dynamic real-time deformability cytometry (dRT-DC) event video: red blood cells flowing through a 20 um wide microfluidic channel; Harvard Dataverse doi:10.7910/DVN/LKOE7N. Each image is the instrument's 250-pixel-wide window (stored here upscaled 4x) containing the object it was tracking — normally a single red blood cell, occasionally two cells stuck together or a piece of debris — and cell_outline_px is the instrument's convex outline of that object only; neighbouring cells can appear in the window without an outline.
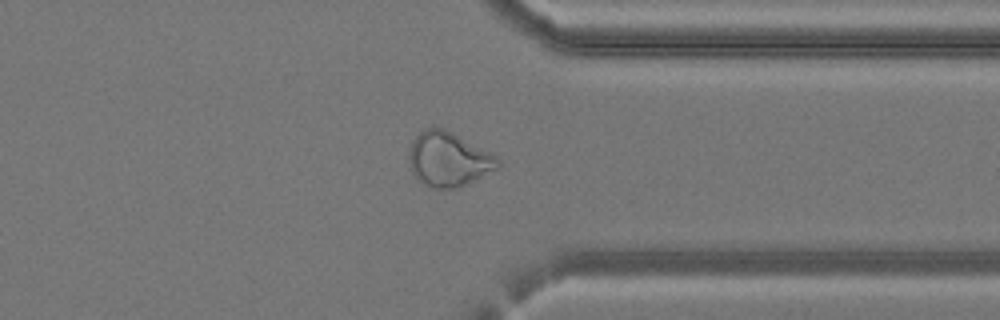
{"species": "common noctule bat (a hibernating species)", "species_latin": "Nyctalus noctula", "temperature_condition": "cold", "stored_images_in_passage": 32, "camera_frame_rate_fps": 3000, "um_per_image_px": 0.085, "animal": {"sex": "female", "body_mass_g": 24.6, "forearm_length_mm": 56.2}, "frame": {"image": 1, "passage_image": 23, "time_ms": 7.333, "image_size_px": [1000, 320], "cell_outline_px": [[500, 168], [456, 188], [436, 188], [424, 184], [416, 180], [412, 172], [408, 160], [408, 152], [412, 140], [424, 128], [432, 124], [444, 128], [500, 156]], "centroid_in_image_um": [38.12, 13.5], "position_along_channel_um": 373.3, "area_um2": 28.78}}